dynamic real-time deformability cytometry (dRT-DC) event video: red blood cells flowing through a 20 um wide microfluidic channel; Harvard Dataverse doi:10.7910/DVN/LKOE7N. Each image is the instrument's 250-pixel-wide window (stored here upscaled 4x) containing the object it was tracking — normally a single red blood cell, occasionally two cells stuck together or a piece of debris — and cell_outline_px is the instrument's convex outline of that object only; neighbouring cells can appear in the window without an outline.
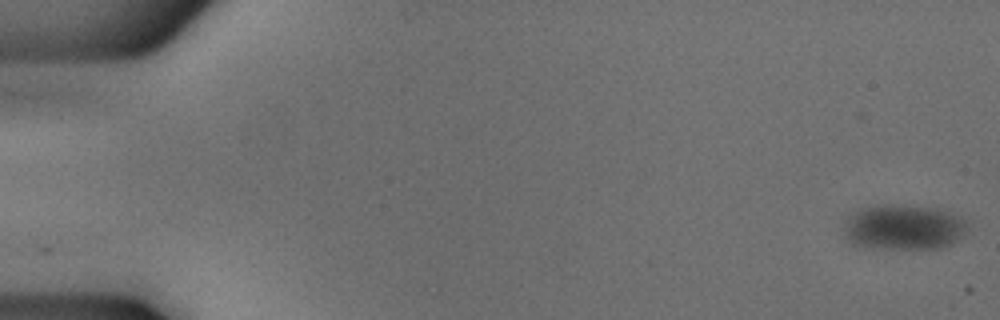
{"species": "common noctule bat (a hibernating species)", "species_latin": "Nyctalus noctula", "temperature_condition": "cold", "stored_images_in_passage": 9, "camera_frame_rate_fps": 3000, "um_per_image_px": 0.085, "animal": {"sex": "male", "body_mass_g": 18.8}, "frame": {"image": 1, "passage_image": 1, "time_ms": 0.0, "image_size_px": [1000, 320], "cell_outline_px": [[968, 228], [956, 240], [948, 244], [936, 248], [872, 248], [852, 244], [848, 240], [844, 232], [840, 216], [856, 208], [876, 204], [892, 204], [936, 208], [960, 216], [964, 220]], "centroid_in_image_um": [76.64, 19.27], "position_along_channel_um": 8.4, "area_um2": 33.23}}
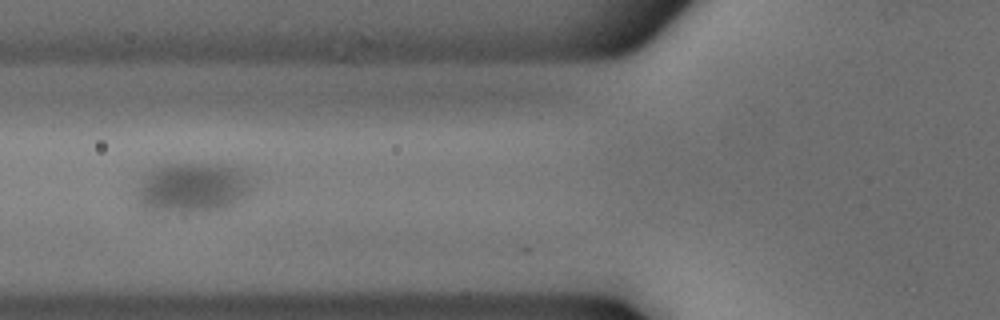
{"frame": {"image": 2, "passage_image": 6, "time_ms": 1.667, "image_size_px": [1000, 320], "cell_outline_px": [[252, 192], [240, 200], [224, 208], [212, 212], [144, 212], [136, 208], [132, 192], [144, 172], [160, 164], [232, 164], [244, 168], [252, 184]], "centroid_in_image_um": [16.24, 15.97], "position_along_channel_um": 109.6, "area_um2": 35.78}}
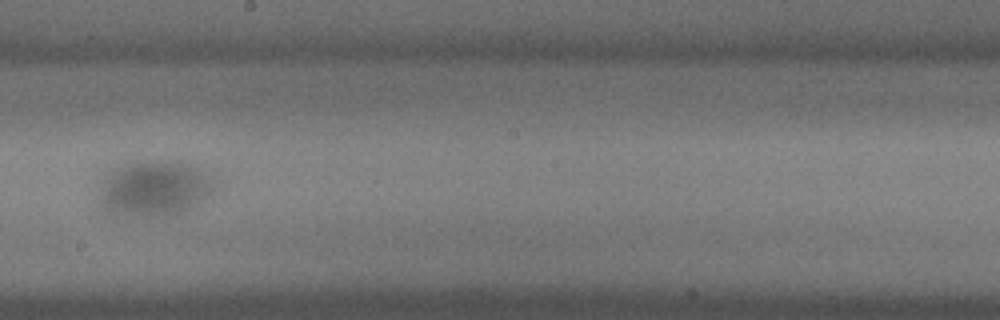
{"frame": {"image": 3, "passage_image": 9, "time_ms": 2.667, "image_size_px": [1000, 320], "cell_outline_px": [[220, 184], [216, 188], [184, 212], [168, 216], [144, 216], [108, 212], [100, 204], [100, 192], [104, 176], [116, 164], [136, 160], [180, 160], [216, 176]], "centroid_in_image_um": [13.16, 15.95], "position_along_channel_um": 235.0, "area_um2": 38.26}}